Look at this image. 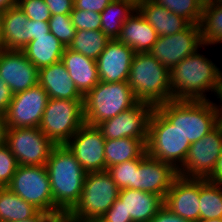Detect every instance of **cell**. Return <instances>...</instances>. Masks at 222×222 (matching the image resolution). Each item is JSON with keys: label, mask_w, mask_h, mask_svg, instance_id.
<instances>
[{"label": "cell", "mask_w": 222, "mask_h": 222, "mask_svg": "<svg viewBox=\"0 0 222 222\" xmlns=\"http://www.w3.org/2000/svg\"><path fill=\"white\" fill-rule=\"evenodd\" d=\"M70 15L76 30H101V15L98 12L74 8Z\"/></svg>", "instance_id": "cell-36"}, {"label": "cell", "mask_w": 222, "mask_h": 222, "mask_svg": "<svg viewBox=\"0 0 222 222\" xmlns=\"http://www.w3.org/2000/svg\"><path fill=\"white\" fill-rule=\"evenodd\" d=\"M155 108L190 144L199 141L219 124L212 100H170Z\"/></svg>", "instance_id": "cell-4"}, {"label": "cell", "mask_w": 222, "mask_h": 222, "mask_svg": "<svg viewBox=\"0 0 222 222\" xmlns=\"http://www.w3.org/2000/svg\"><path fill=\"white\" fill-rule=\"evenodd\" d=\"M6 187L41 212L53 216V197L45 165H19Z\"/></svg>", "instance_id": "cell-9"}, {"label": "cell", "mask_w": 222, "mask_h": 222, "mask_svg": "<svg viewBox=\"0 0 222 222\" xmlns=\"http://www.w3.org/2000/svg\"><path fill=\"white\" fill-rule=\"evenodd\" d=\"M81 222H104V221H102L101 219H87Z\"/></svg>", "instance_id": "cell-55"}, {"label": "cell", "mask_w": 222, "mask_h": 222, "mask_svg": "<svg viewBox=\"0 0 222 222\" xmlns=\"http://www.w3.org/2000/svg\"><path fill=\"white\" fill-rule=\"evenodd\" d=\"M84 123L83 100L48 99L39 129L55 145H65Z\"/></svg>", "instance_id": "cell-8"}, {"label": "cell", "mask_w": 222, "mask_h": 222, "mask_svg": "<svg viewBox=\"0 0 222 222\" xmlns=\"http://www.w3.org/2000/svg\"><path fill=\"white\" fill-rule=\"evenodd\" d=\"M48 222H77V221L69 217L67 214H62L56 217H52Z\"/></svg>", "instance_id": "cell-50"}, {"label": "cell", "mask_w": 222, "mask_h": 222, "mask_svg": "<svg viewBox=\"0 0 222 222\" xmlns=\"http://www.w3.org/2000/svg\"><path fill=\"white\" fill-rule=\"evenodd\" d=\"M154 109L151 104L139 102L117 116L102 121L96 127L105 140L129 137L141 139L147 144L149 121Z\"/></svg>", "instance_id": "cell-12"}, {"label": "cell", "mask_w": 222, "mask_h": 222, "mask_svg": "<svg viewBox=\"0 0 222 222\" xmlns=\"http://www.w3.org/2000/svg\"><path fill=\"white\" fill-rule=\"evenodd\" d=\"M208 180L213 182H222V153L218 158L214 171Z\"/></svg>", "instance_id": "cell-46"}, {"label": "cell", "mask_w": 222, "mask_h": 222, "mask_svg": "<svg viewBox=\"0 0 222 222\" xmlns=\"http://www.w3.org/2000/svg\"><path fill=\"white\" fill-rule=\"evenodd\" d=\"M19 164L16 157L5 144L0 147V184L6 187L16 172Z\"/></svg>", "instance_id": "cell-38"}, {"label": "cell", "mask_w": 222, "mask_h": 222, "mask_svg": "<svg viewBox=\"0 0 222 222\" xmlns=\"http://www.w3.org/2000/svg\"><path fill=\"white\" fill-rule=\"evenodd\" d=\"M41 211L10 191L0 189V222H16L36 217Z\"/></svg>", "instance_id": "cell-28"}, {"label": "cell", "mask_w": 222, "mask_h": 222, "mask_svg": "<svg viewBox=\"0 0 222 222\" xmlns=\"http://www.w3.org/2000/svg\"><path fill=\"white\" fill-rule=\"evenodd\" d=\"M222 153V124H218L199 141L189 147L183 165L177 170L178 176L208 179Z\"/></svg>", "instance_id": "cell-11"}, {"label": "cell", "mask_w": 222, "mask_h": 222, "mask_svg": "<svg viewBox=\"0 0 222 222\" xmlns=\"http://www.w3.org/2000/svg\"><path fill=\"white\" fill-rule=\"evenodd\" d=\"M201 38L203 45L222 47V4L211 3L203 6L200 21Z\"/></svg>", "instance_id": "cell-31"}, {"label": "cell", "mask_w": 222, "mask_h": 222, "mask_svg": "<svg viewBox=\"0 0 222 222\" xmlns=\"http://www.w3.org/2000/svg\"><path fill=\"white\" fill-rule=\"evenodd\" d=\"M53 197V217L67 214L79 201L86 172L65 145H56L45 164Z\"/></svg>", "instance_id": "cell-2"}, {"label": "cell", "mask_w": 222, "mask_h": 222, "mask_svg": "<svg viewBox=\"0 0 222 222\" xmlns=\"http://www.w3.org/2000/svg\"><path fill=\"white\" fill-rule=\"evenodd\" d=\"M28 17L18 7L9 8L3 14L0 48L22 50L27 45Z\"/></svg>", "instance_id": "cell-25"}, {"label": "cell", "mask_w": 222, "mask_h": 222, "mask_svg": "<svg viewBox=\"0 0 222 222\" xmlns=\"http://www.w3.org/2000/svg\"><path fill=\"white\" fill-rule=\"evenodd\" d=\"M117 39L132 48L135 53H144L151 50L158 34L136 9L124 22Z\"/></svg>", "instance_id": "cell-23"}, {"label": "cell", "mask_w": 222, "mask_h": 222, "mask_svg": "<svg viewBox=\"0 0 222 222\" xmlns=\"http://www.w3.org/2000/svg\"><path fill=\"white\" fill-rule=\"evenodd\" d=\"M61 61L83 97L99 83L96 60L65 47Z\"/></svg>", "instance_id": "cell-21"}, {"label": "cell", "mask_w": 222, "mask_h": 222, "mask_svg": "<svg viewBox=\"0 0 222 222\" xmlns=\"http://www.w3.org/2000/svg\"><path fill=\"white\" fill-rule=\"evenodd\" d=\"M7 125L5 123L4 114L0 112V147L6 144Z\"/></svg>", "instance_id": "cell-47"}, {"label": "cell", "mask_w": 222, "mask_h": 222, "mask_svg": "<svg viewBox=\"0 0 222 222\" xmlns=\"http://www.w3.org/2000/svg\"><path fill=\"white\" fill-rule=\"evenodd\" d=\"M190 145L180 130L155 108L149 121L147 154L178 170L186 159Z\"/></svg>", "instance_id": "cell-7"}, {"label": "cell", "mask_w": 222, "mask_h": 222, "mask_svg": "<svg viewBox=\"0 0 222 222\" xmlns=\"http://www.w3.org/2000/svg\"><path fill=\"white\" fill-rule=\"evenodd\" d=\"M139 167V158L112 165L107 169L117 187L121 189H134L135 172Z\"/></svg>", "instance_id": "cell-34"}, {"label": "cell", "mask_w": 222, "mask_h": 222, "mask_svg": "<svg viewBox=\"0 0 222 222\" xmlns=\"http://www.w3.org/2000/svg\"><path fill=\"white\" fill-rule=\"evenodd\" d=\"M221 62H222V58H221V60H220ZM221 78H222V65H221Z\"/></svg>", "instance_id": "cell-57"}, {"label": "cell", "mask_w": 222, "mask_h": 222, "mask_svg": "<svg viewBox=\"0 0 222 222\" xmlns=\"http://www.w3.org/2000/svg\"><path fill=\"white\" fill-rule=\"evenodd\" d=\"M149 222H191V221L181 218L180 216L172 213L169 209L163 206Z\"/></svg>", "instance_id": "cell-43"}, {"label": "cell", "mask_w": 222, "mask_h": 222, "mask_svg": "<svg viewBox=\"0 0 222 222\" xmlns=\"http://www.w3.org/2000/svg\"><path fill=\"white\" fill-rule=\"evenodd\" d=\"M198 222H222V219H205L199 220Z\"/></svg>", "instance_id": "cell-53"}, {"label": "cell", "mask_w": 222, "mask_h": 222, "mask_svg": "<svg viewBox=\"0 0 222 222\" xmlns=\"http://www.w3.org/2000/svg\"><path fill=\"white\" fill-rule=\"evenodd\" d=\"M39 69L22 50L0 48V77L13 94L38 84Z\"/></svg>", "instance_id": "cell-16"}, {"label": "cell", "mask_w": 222, "mask_h": 222, "mask_svg": "<svg viewBox=\"0 0 222 222\" xmlns=\"http://www.w3.org/2000/svg\"><path fill=\"white\" fill-rule=\"evenodd\" d=\"M155 3L163 5L164 8L182 16L191 24H200L202 18L203 5L198 0H153Z\"/></svg>", "instance_id": "cell-33"}, {"label": "cell", "mask_w": 222, "mask_h": 222, "mask_svg": "<svg viewBox=\"0 0 222 222\" xmlns=\"http://www.w3.org/2000/svg\"><path fill=\"white\" fill-rule=\"evenodd\" d=\"M203 46L200 25L190 24L173 35L158 36L149 53L168 70Z\"/></svg>", "instance_id": "cell-14"}, {"label": "cell", "mask_w": 222, "mask_h": 222, "mask_svg": "<svg viewBox=\"0 0 222 222\" xmlns=\"http://www.w3.org/2000/svg\"><path fill=\"white\" fill-rule=\"evenodd\" d=\"M200 2L201 5L206 6L211 4L212 0H198Z\"/></svg>", "instance_id": "cell-54"}, {"label": "cell", "mask_w": 222, "mask_h": 222, "mask_svg": "<svg viewBox=\"0 0 222 222\" xmlns=\"http://www.w3.org/2000/svg\"><path fill=\"white\" fill-rule=\"evenodd\" d=\"M119 192L107 170L86 173L79 201L67 215L77 222L100 219L118 199Z\"/></svg>", "instance_id": "cell-6"}, {"label": "cell", "mask_w": 222, "mask_h": 222, "mask_svg": "<svg viewBox=\"0 0 222 222\" xmlns=\"http://www.w3.org/2000/svg\"><path fill=\"white\" fill-rule=\"evenodd\" d=\"M19 0H0V11L5 12L9 8L18 6Z\"/></svg>", "instance_id": "cell-49"}, {"label": "cell", "mask_w": 222, "mask_h": 222, "mask_svg": "<svg viewBox=\"0 0 222 222\" xmlns=\"http://www.w3.org/2000/svg\"><path fill=\"white\" fill-rule=\"evenodd\" d=\"M211 3L222 4V0H212Z\"/></svg>", "instance_id": "cell-56"}, {"label": "cell", "mask_w": 222, "mask_h": 222, "mask_svg": "<svg viewBox=\"0 0 222 222\" xmlns=\"http://www.w3.org/2000/svg\"><path fill=\"white\" fill-rule=\"evenodd\" d=\"M49 8L50 14L70 15L74 9V0H44Z\"/></svg>", "instance_id": "cell-41"}, {"label": "cell", "mask_w": 222, "mask_h": 222, "mask_svg": "<svg viewBox=\"0 0 222 222\" xmlns=\"http://www.w3.org/2000/svg\"><path fill=\"white\" fill-rule=\"evenodd\" d=\"M25 26L27 29V44L31 40H36V37L47 35L50 32L48 22L34 21L29 19Z\"/></svg>", "instance_id": "cell-40"}, {"label": "cell", "mask_w": 222, "mask_h": 222, "mask_svg": "<svg viewBox=\"0 0 222 222\" xmlns=\"http://www.w3.org/2000/svg\"><path fill=\"white\" fill-rule=\"evenodd\" d=\"M118 198L132 222H149L164 206L161 196L132 188L121 189Z\"/></svg>", "instance_id": "cell-22"}, {"label": "cell", "mask_w": 222, "mask_h": 222, "mask_svg": "<svg viewBox=\"0 0 222 222\" xmlns=\"http://www.w3.org/2000/svg\"><path fill=\"white\" fill-rule=\"evenodd\" d=\"M199 205V179L178 176L165 196L164 206L185 220L198 222Z\"/></svg>", "instance_id": "cell-18"}, {"label": "cell", "mask_w": 222, "mask_h": 222, "mask_svg": "<svg viewBox=\"0 0 222 222\" xmlns=\"http://www.w3.org/2000/svg\"><path fill=\"white\" fill-rule=\"evenodd\" d=\"M18 7L28 19L48 22L51 18L49 8L44 0H19Z\"/></svg>", "instance_id": "cell-37"}, {"label": "cell", "mask_w": 222, "mask_h": 222, "mask_svg": "<svg viewBox=\"0 0 222 222\" xmlns=\"http://www.w3.org/2000/svg\"><path fill=\"white\" fill-rule=\"evenodd\" d=\"M135 54L132 48L118 39H110L96 60L100 81H127Z\"/></svg>", "instance_id": "cell-19"}, {"label": "cell", "mask_w": 222, "mask_h": 222, "mask_svg": "<svg viewBox=\"0 0 222 222\" xmlns=\"http://www.w3.org/2000/svg\"><path fill=\"white\" fill-rule=\"evenodd\" d=\"M206 48L208 46L203 45L170 70L173 100L213 99L222 79L221 62L212 60L214 58L204 52Z\"/></svg>", "instance_id": "cell-1"}, {"label": "cell", "mask_w": 222, "mask_h": 222, "mask_svg": "<svg viewBox=\"0 0 222 222\" xmlns=\"http://www.w3.org/2000/svg\"><path fill=\"white\" fill-rule=\"evenodd\" d=\"M64 49L62 43L49 32L31 40L22 51L38 69H41L61 61Z\"/></svg>", "instance_id": "cell-26"}, {"label": "cell", "mask_w": 222, "mask_h": 222, "mask_svg": "<svg viewBox=\"0 0 222 222\" xmlns=\"http://www.w3.org/2000/svg\"><path fill=\"white\" fill-rule=\"evenodd\" d=\"M200 220L222 219V182L199 179Z\"/></svg>", "instance_id": "cell-30"}, {"label": "cell", "mask_w": 222, "mask_h": 222, "mask_svg": "<svg viewBox=\"0 0 222 222\" xmlns=\"http://www.w3.org/2000/svg\"><path fill=\"white\" fill-rule=\"evenodd\" d=\"M48 99L47 92L39 84L13 94L4 114L7 127H39Z\"/></svg>", "instance_id": "cell-13"}, {"label": "cell", "mask_w": 222, "mask_h": 222, "mask_svg": "<svg viewBox=\"0 0 222 222\" xmlns=\"http://www.w3.org/2000/svg\"><path fill=\"white\" fill-rule=\"evenodd\" d=\"M104 150L106 170L112 165L142 158L147 153L143 140L129 137L105 140Z\"/></svg>", "instance_id": "cell-27"}, {"label": "cell", "mask_w": 222, "mask_h": 222, "mask_svg": "<svg viewBox=\"0 0 222 222\" xmlns=\"http://www.w3.org/2000/svg\"><path fill=\"white\" fill-rule=\"evenodd\" d=\"M50 32L62 43L68 47L75 36L76 29L72 23L71 15H52L48 21Z\"/></svg>", "instance_id": "cell-35"}, {"label": "cell", "mask_w": 222, "mask_h": 222, "mask_svg": "<svg viewBox=\"0 0 222 222\" xmlns=\"http://www.w3.org/2000/svg\"><path fill=\"white\" fill-rule=\"evenodd\" d=\"M110 39L101 30H76L69 49L97 60Z\"/></svg>", "instance_id": "cell-32"}, {"label": "cell", "mask_w": 222, "mask_h": 222, "mask_svg": "<svg viewBox=\"0 0 222 222\" xmlns=\"http://www.w3.org/2000/svg\"><path fill=\"white\" fill-rule=\"evenodd\" d=\"M137 10L157 32L158 36L176 34L191 24L187 19L176 15L153 0L145 1Z\"/></svg>", "instance_id": "cell-24"}, {"label": "cell", "mask_w": 222, "mask_h": 222, "mask_svg": "<svg viewBox=\"0 0 222 222\" xmlns=\"http://www.w3.org/2000/svg\"><path fill=\"white\" fill-rule=\"evenodd\" d=\"M139 103L127 81L102 82L83 97V116L85 124L97 126L102 121Z\"/></svg>", "instance_id": "cell-5"}, {"label": "cell", "mask_w": 222, "mask_h": 222, "mask_svg": "<svg viewBox=\"0 0 222 222\" xmlns=\"http://www.w3.org/2000/svg\"><path fill=\"white\" fill-rule=\"evenodd\" d=\"M53 216L45 213V212H40L36 217L34 218H29L23 221H16V222H48Z\"/></svg>", "instance_id": "cell-48"}, {"label": "cell", "mask_w": 222, "mask_h": 222, "mask_svg": "<svg viewBox=\"0 0 222 222\" xmlns=\"http://www.w3.org/2000/svg\"><path fill=\"white\" fill-rule=\"evenodd\" d=\"M13 93L0 77V112L5 114L12 100Z\"/></svg>", "instance_id": "cell-44"}, {"label": "cell", "mask_w": 222, "mask_h": 222, "mask_svg": "<svg viewBox=\"0 0 222 222\" xmlns=\"http://www.w3.org/2000/svg\"><path fill=\"white\" fill-rule=\"evenodd\" d=\"M131 3L113 0L101 13V31L109 39H117L124 22L135 12Z\"/></svg>", "instance_id": "cell-29"}, {"label": "cell", "mask_w": 222, "mask_h": 222, "mask_svg": "<svg viewBox=\"0 0 222 222\" xmlns=\"http://www.w3.org/2000/svg\"><path fill=\"white\" fill-rule=\"evenodd\" d=\"M127 82L139 102L156 107L173 100L170 70L149 52L134 55Z\"/></svg>", "instance_id": "cell-3"}, {"label": "cell", "mask_w": 222, "mask_h": 222, "mask_svg": "<svg viewBox=\"0 0 222 222\" xmlns=\"http://www.w3.org/2000/svg\"><path fill=\"white\" fill-rule=\"evenodd\" d=\"M38 84L47 92L49 99L83 100L62 61L39 69Z\"/></svg>", "instance_id": "cell-20"}, {"label": "cell", "mask_w": 222, "mask_h": 222, "mask_svg": "<svg viewBox=\"0 0 222 222\" xmlns=\"http://www.w3.org/2000/svg\"><path fill=\"white\" fill-rule=\"evenodd\" d=\"M100 219L104 222H132L131 216H127L119 198Z\"/></svg>", "instance_id": "cell-39"}, {"label": "cell", "mask_w": 222, "mask_h": 222, "mask_svg": "<svg viewBox=\"0 0 222 222\" xmlns=\"http://www.w3.org/2000/svg\"><path fill=\"white\" fill-rule=\"evenodd\" d=\"M3 14H4V12L0 11V39H1V35H2Z\"/></svg>", "instance_id": "cell-52"}, {"label": "cell", "mask_w": 222, "mask_h": 222, "mask_svg": "<svg viewBox=\"0 0 222 222\" xmlns=\"http://www.w3.org/2000/svg\"><path fill=\"white\" fill-rule=\"evenodd\" d=\"M177 177L178 171L172 165L146 153L142 158H139V167L134 177V189L154 193L165 199Z\"/></svg>", "instance_id": "cell-17"}, {"label": "cell", "mask_w": 222, "mask_h": 222, "mask_svg": "<svg viewBox=\"0 0 222 222\" xmlns=\"http://www.w3.org/2000/svg\"><path fill=\"white\" fill-rule=\"evenodd\" d=\"M105 138L96 127L83 124L65 144L86 173L106 171Z\"/></svg>", "instance_id": "cell-15"}, {"label": "cell", "mask_w": 222, "mask_h": 222, "mask_svg": "<svg viewBox=\"0 0 222 222\" xmlns=\"http://www.w3.org/2000/svg\"><path fill=\"white\" fill-rule=\"evenodd\" d=\"M113 0H74V8L101 13Z\"/></svg>", "instance_id": "cell-42"}, {"label": "cell", "mask_w": 222, "mask_h": 222, "mask_svg": "<svg viewBox=\"0 0 222 222\" xmlns=\"http://www.w3.org/2000/svg\"><path fill=\"white\" fill-rule=\"evenodd\" d=\"M212 101L216 108L218 123L222 124V79Z\"/></svg>", "instance_id": "cell-45"}, {"label": "cell", "mask_w": 222, "mask_h": 222, "mask_svg": "<svg viewBox=\"0 0 222 222\" xmlns=\"http://www.w3.org/2000/svg\"><path fill=\"white\" fill-rule=\"evenodd\" d=\"M6 145L21 166L45 165L56 146L39 127L8 128Z\"/></svg>", "instance_id": "cell-10"}, {"label": "cell", "mask_w": 222, "mask_h": 222, "mask_svg": "<svg viewBox=\"0 0 222 222\" xmlns=\"http://www.w3.org/2000/svg\"><path fill=\"white\" fill-rule=\"evenodd\" d=\"M121 1H127L131 3L135 8H138L141 4H143L147 0H121Z\"/></svg>", "instance_id": "cell-51"}]
</instances>
